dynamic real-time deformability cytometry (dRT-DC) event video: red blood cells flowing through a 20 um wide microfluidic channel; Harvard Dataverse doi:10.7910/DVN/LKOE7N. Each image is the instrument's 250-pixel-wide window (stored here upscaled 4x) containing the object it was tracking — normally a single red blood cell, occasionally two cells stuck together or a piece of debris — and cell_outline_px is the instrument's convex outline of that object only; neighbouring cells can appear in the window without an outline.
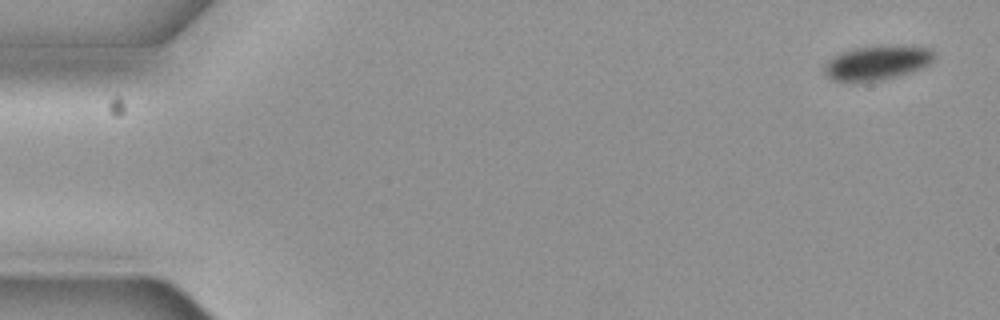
{"species": "common noctule bat (a hibernating species)", "species_latin": "Nyctalus noctula", "temperature_condition": "cold", "stored_images_in_passage": 4, "camera_frame_rate_fps": 3000, "um_per_image_px": 0.085, "animal": {"sex": "female", "body_mass_g": 19.3, "forearm_length_mm": 54.1}, "frame": {"image": 1, "passage_image": 1, "time_ms": 0.0, "image_size_px": [1000, 320], "cell_outline_px": [[936, 56], [924, 68], [912, 72], [880, 80], [832, 80], [824, 72], [824, 64], [832, 56], [840, 52], [852, 48], [880, 44], [896, 44], [928, 48], [936, 52]], "centroid_in_image_um": [74.59, 5.28], "position_along_channel_um": 10.4, "area_um2": 22.31}}
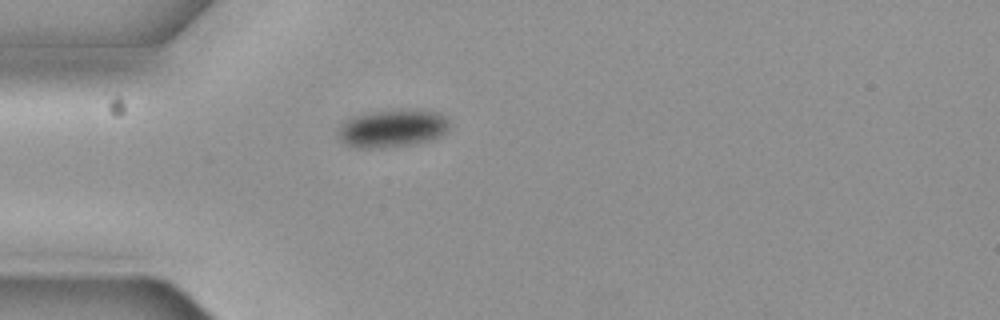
{"frame": {"image": 2, "passage_image": 4, "time_ms": 1.0, "image_size_px": [1000, 320], "cell_outline_px": [[452, 124], [440, 136], [428, 140], [408, 144], [380, 148], [356, 148], [344, 144], [340, 140], [336, 132], [340, 124], [344, 120], [352, 116], [368, 112], [400, 108], [424, 108], [440, 112]], "centroid_in_image_um": [33.33, 10.86], "position_along_channel_um": 51.7, "area_um2": 25.32}}